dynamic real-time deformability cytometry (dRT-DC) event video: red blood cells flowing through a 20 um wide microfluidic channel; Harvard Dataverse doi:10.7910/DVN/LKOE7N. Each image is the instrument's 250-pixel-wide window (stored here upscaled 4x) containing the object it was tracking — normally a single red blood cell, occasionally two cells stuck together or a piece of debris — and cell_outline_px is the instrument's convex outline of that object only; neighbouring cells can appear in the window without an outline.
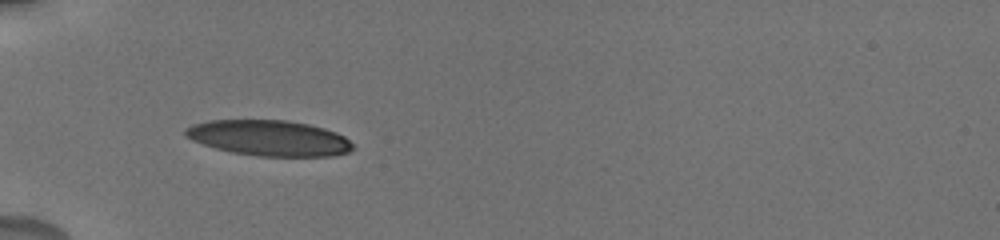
{"species": "human", "species_latin": "Homo sapiens", "temperature_condition": "cold", "stored_images_in_passage": 8, "camera_frame_rate_fps": 3000, "um_per_image_px": 0.085, "donor": {"sex": "male"}, "frame": {"image": 1, "passage_image": 4, "time_ms": 1.333, "image_size_px": [1000, 240], "cell_outline_px": [[356, 148], [348, 152], [332, 156], [260, 156], [232, 152], [216, 148], [192, 140], [184, 136], [184, 128], [192, 124], [208, 120], [288, 120], [308, 124], [324, 128], [336, 132], [344, 136]], "centroid_in_image_um": [22.87, 11.72], "position_along_channel_um": 62.1, "area_um2": 34.8}}
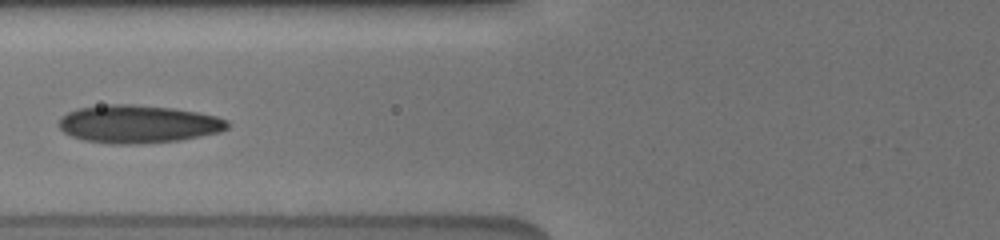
{"frame": {"image": 2, "passage_image": 7, "time_ms": 3.0, "image_size_px": [1000, 240], "cell_outline_px": [[228, 128], [220, 132], [180, 140], [140, 144], [108, 144], [84, 140], [72, 136], [64, 132], [60, 128], [60, 120], [68, 112], [76, 108], [108, 104], [132, 104], [172, 108], [200, 112], [216, 116], [228, 120]], "centroid_in_image_um": [11.76, 10.54], "position_along_channel_um": 114.0, "area_um2": 37.34}}